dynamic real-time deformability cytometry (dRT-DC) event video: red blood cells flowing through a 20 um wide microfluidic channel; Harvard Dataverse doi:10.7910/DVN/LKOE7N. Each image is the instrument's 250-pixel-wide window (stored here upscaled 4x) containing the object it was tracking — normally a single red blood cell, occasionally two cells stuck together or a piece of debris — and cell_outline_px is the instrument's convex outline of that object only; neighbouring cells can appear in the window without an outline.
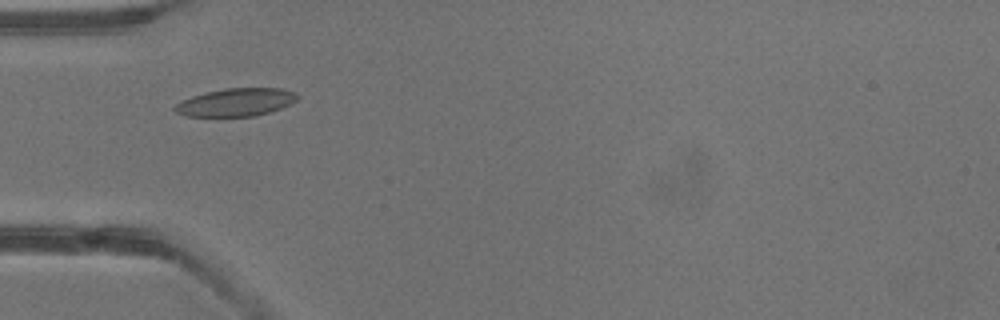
{"species": "common noctule bat (a hibernating species)", "species_latin": "Nyctalus noctula", "temperature_condition": "warm", "stored_images_in_passage": 1, "camera_frame_rate_fps": 3000, "um_per_image_px": 0.085, "animal": {"sex": "male", "body_mass_g": 13.3}, "frame": {"image": 1, "passage_image": 1, "time_ms": 0.0, "image_size_px": [1000, 320], "cell_outline_px": [[300, 96], [292, 104], [268, 112], [252, 116], [184, 116], [176, 112], [172, 108], [176, 104], [192, 96], [204, 92], [224, 88], [280, 88], [296, 92]], "centroid_in_image_um": [20.07, 8.68], "position_along_channel_um": 64.9, "area_um2": 19.94}}